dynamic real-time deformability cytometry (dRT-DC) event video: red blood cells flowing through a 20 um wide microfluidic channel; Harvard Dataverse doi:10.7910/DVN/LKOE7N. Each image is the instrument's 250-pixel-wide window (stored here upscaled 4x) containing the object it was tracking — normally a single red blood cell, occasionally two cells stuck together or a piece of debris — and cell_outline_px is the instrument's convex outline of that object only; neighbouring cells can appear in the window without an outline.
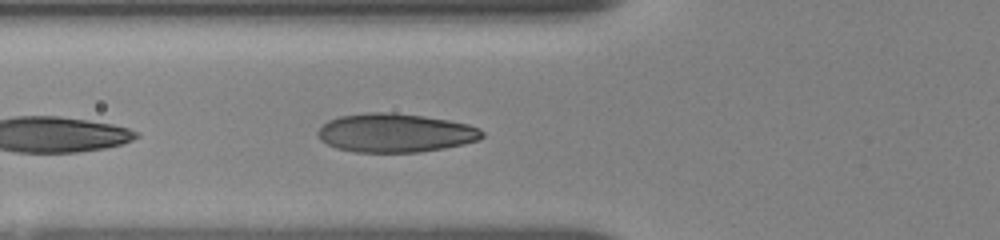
{"species": "human", "species_latin": "Homo sapiens", "temperature_condition": "room temperature", "stored_images_in_passage": 11, "camera_frame_rate_fps": 3000, "um_per_image_px": 0.085, "donor": {"sex": "female"}, "frame": {"image": 1, "passage_image": 4, "time_ms": 1.0, "image_size_px": [1000, 240], "cell_outline_px": [[484, 136], [480, 140], [464, 144], [444, 148], [420, 152], [356, 152], [336, 148], [320, 140], [316, 132], [328, 120], [340, 116], [368, 112], [392, 112], [424, 116], [448, 120], [468, 124], [480, 128], [484, 132]], "centroid_in_image_um": [33.62, 11.29], "position_along_channel_um": 92.2, "area_um2": 37.28}}
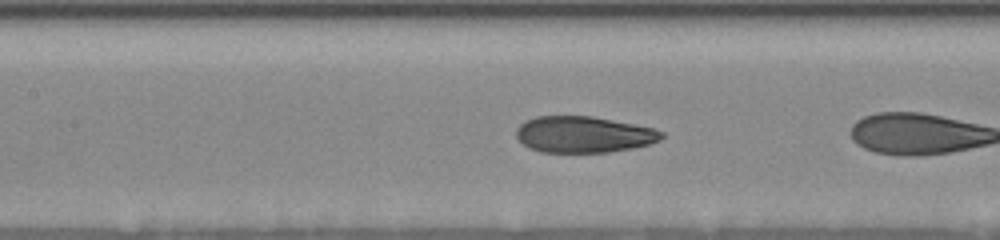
{"frame": {"image": 2, "passage_image": 7, "time_ms": 2.0, "image_size_px": [1000, 240], "cell_outline_px": [[664, 136], [660, 140], [648, 144], [632, 148], [608, 152], [540, 152], [528, 148], [516, 136], [516, 128], [524, 120], [536, 116], [592, 116], [636, 124], [656, 128], [664, 132]], "centroid_in_image_um": [49.61, 11.42], "position_along_channel_um": 157.8, "area_um2": 30.98}}
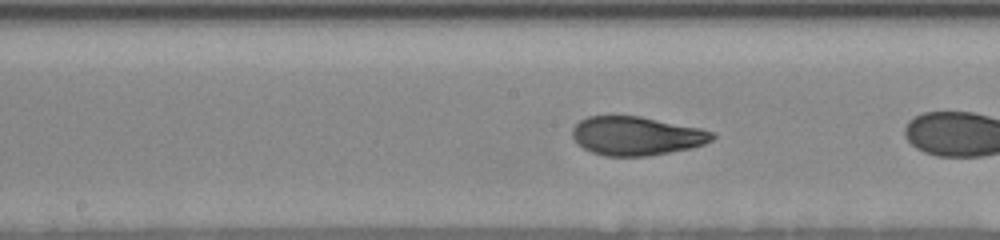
{"frame": {"image": 3, "passage_image": 10, "time_ms": 3.0, "image_size_px": [1000, 240], "cell_outline_px": [[716, 136], [712, 140], [704, 144], [692, 148], [648, 156], [604, 156], [592, 152], [584, 148], [572, 136], [572, 128], [580, 120], [588, 116], [640, 116], [700, 128], [716, 132]], "centroid_in_image_um": [54.13, 11.55], "position_along_channel_um": 194.1, "area_um2": 31.62}}